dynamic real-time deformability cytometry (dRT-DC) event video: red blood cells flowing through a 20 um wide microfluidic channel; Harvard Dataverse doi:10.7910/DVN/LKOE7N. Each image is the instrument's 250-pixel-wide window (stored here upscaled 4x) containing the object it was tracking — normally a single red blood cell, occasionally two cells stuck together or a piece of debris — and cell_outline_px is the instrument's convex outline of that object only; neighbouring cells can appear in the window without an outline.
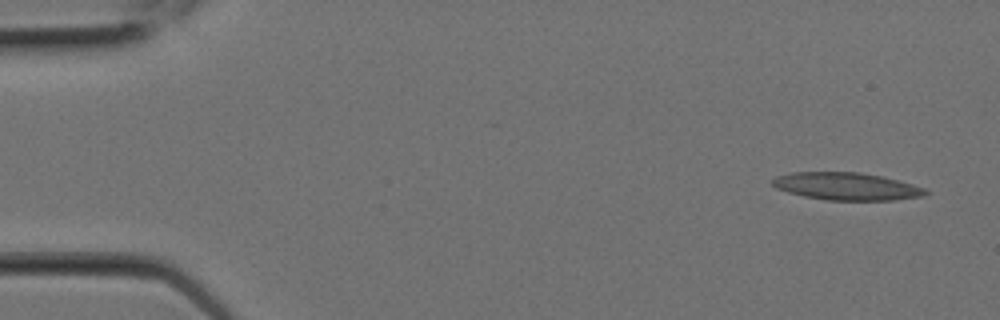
{"species": "Egyptian fruit bat (a non-hibernating species)", "species_latin": "Rousettus aegyptiacus", "temperature_condition": "room temperature", "stored_images_in_passage": 7, "camera_frame_rate_fps": 3000, "um_per_image_px": 0.085, "animal": {"sex": "female"}, "frame": {"image": 1, "passage_image": 1, "time_ms": 0.0, "image_size_px": [1000, 320], "cell_outline_px": [[928, 192], [924, 196], [892, 200], [824, 200], [804, 196], [788, 192], [776, 188], [772, 184], [772, 180], [776, 176], [792, 172], [860, 172], [900, 180], [924, 188]], "centroid_in_image_um": [71.95, 15.83], "position_along_channel_um": 13.1, "area_um2": 24.51}}
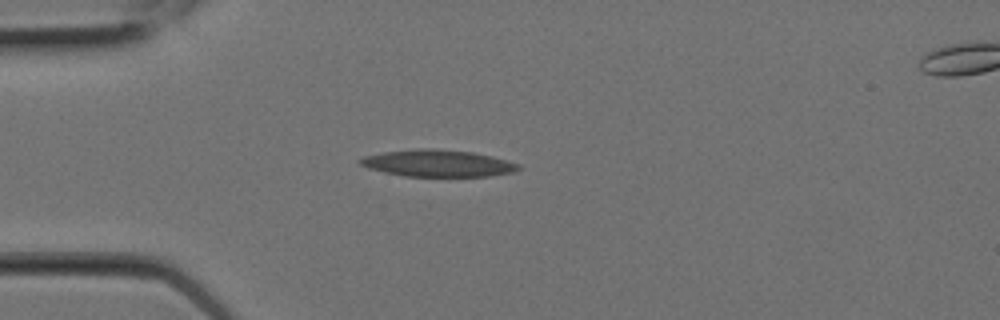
{"frame": {"image": 2, "passage_image": 5, "time_ms": 1.333, "image_size_px": [1000, 320], "cell_outline_px": [[520, 168], [516, 172], [488, 176], [404, 176], [384, 172], [368, 168], [360, 164], [356, 160], [364, 156], [384, 152], [416, 148], [432, 148], [472, 152], [492, 156], [520, 164]], "centroid_in_image_um": [37.21, 13.87], "position_along_channel_um": 47.8, "area_um2": 24.85}}
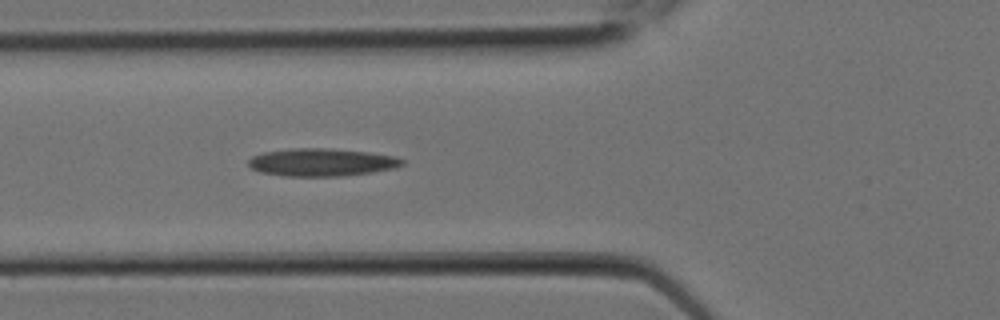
{"frame": {"image": 3, "passage_image": 7, "time_ms": 2.0, "image_size_px": [1000, 320], "cell_outline_px": [[404, 164], [396, 168], [372, 172], [340, 176], [284, 176], [260, 172], [252, 168], [248, 164], [248, 160], [252, 156], [264, 152], [288, 148], [332, 148], [368, 152], [396, 156], [404, 160]], "centroid_in_image_um": [27.35, 13.79], "position_along_channel_um": 98.5, "area_um2": 25.03}}